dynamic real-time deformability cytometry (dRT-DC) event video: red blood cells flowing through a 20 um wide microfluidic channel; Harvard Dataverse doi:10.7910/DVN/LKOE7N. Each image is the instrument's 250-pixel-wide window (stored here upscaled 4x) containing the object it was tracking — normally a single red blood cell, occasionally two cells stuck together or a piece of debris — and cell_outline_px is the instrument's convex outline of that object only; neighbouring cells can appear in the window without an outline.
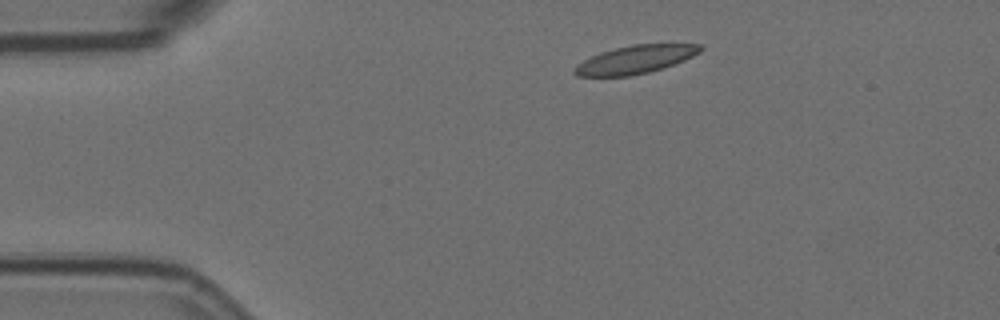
{"species": "Egyptian fruit bat (a non-hibernating species)", "species_latin": "Rousettus aegyptiacus", "temperature_condition": "room temperature", "stored_images_in_passage": 9, "camera_frame_rate_fps": 3000, "um_per_image_px": 0.085, "animal": {"sex": "female"}, "frame": {"image": 1, "passage_image": 1, "time_ms": 0.0, "image_size_px": [1000, 320], "cell_outline_px": [[704, 48], [700, 52], [684, 60], [664, 68], [648, 72], [628, 76], [576, 76], [572, 72], [572, 68], [576, 64], [600, 52], [632, 44], [700, 44]], "centroid_in_image_um": [53.98, 5.06], "position_along_channel_um": 31.0, "area_um2": 20.63}}
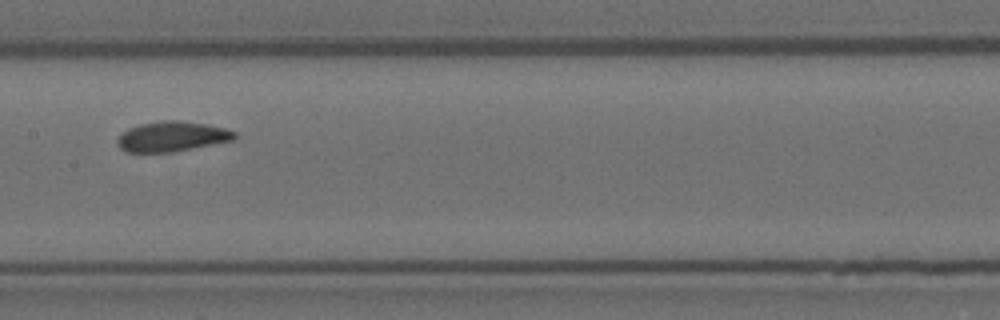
{"frame": {"image": 2, "passage_image": 6, "time_ms": 1.667, "image_size_px": [1000, 320], "cell_outline_px": [[236, 136], [232, 140], [192, 148], [168, 152], [128, 152], [120, 148], [116, 144], [116, 140], [128, 128], [140, 124], [160, 120], [180, 120], [204, 124], [224, 128], [236, 132]], "centroid_in_image_um": [14.58, 11.59], "position_along_channel_um": 192.8, "area_um2": 20.29}}
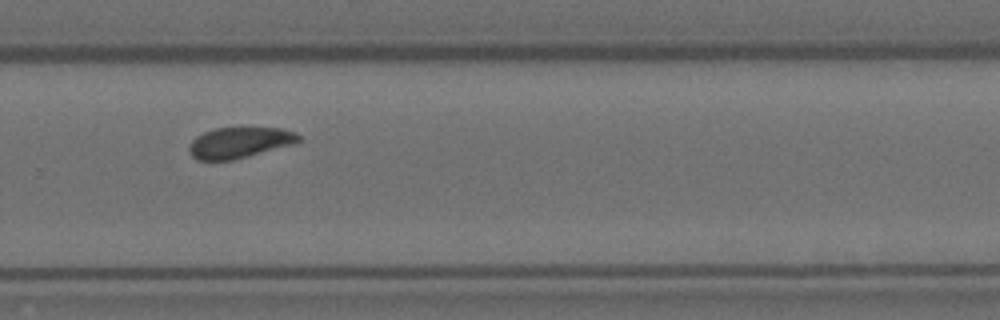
{"frame": {"image": 3, "passage_image": 9, "time_ms": 2.667, "image_size_px": [1000, 320], "cell_outline_px": [[300, 140], [296, 144], [232, 160], [196, 160], [192, 156], [188, 148], [192, 140], [196, 136], [204, 132], [216, 128], [280, 128], [296, 132], [300, 136]], "centroid_in_image_um": [20.37, 12.12], "position_along_channel_um": 309.4, "area_um2": 19.71}}